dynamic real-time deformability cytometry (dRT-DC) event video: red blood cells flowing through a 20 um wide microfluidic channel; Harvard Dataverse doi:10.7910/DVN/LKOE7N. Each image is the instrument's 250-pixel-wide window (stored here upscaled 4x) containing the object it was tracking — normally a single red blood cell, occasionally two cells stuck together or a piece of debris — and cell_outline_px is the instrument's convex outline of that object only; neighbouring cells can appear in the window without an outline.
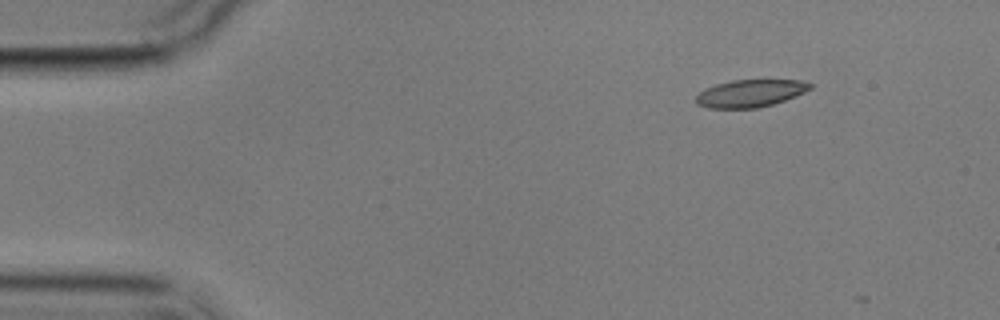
{"species": "common noctule bat (a hibernating species)", "species_latin": "Nyctalus noctula", "temperature_condition": "cold", "stored_images_in_passage": 4, "camera_frame_rate_fps": 3000, "um_per_image_px": 0.085, "animal": {"sex": "male", "body_mass_g": 17.9}, "frame": {"image": 1, "passage_image": 1, "time_ms": 0.0, "image_size_px": [1000, 320], "cell_outline_px": [[812, 88], [796, 96], [760, 108], [708, 108], [696, 104], [696, 96], [704, 88], [716, 84], [732, 80], [800, 80], [812, 84]], "centroid_in_image_um": [63.76, 7.93], "position_along_channel_um": 21.2, "area_um2": 18.26}}